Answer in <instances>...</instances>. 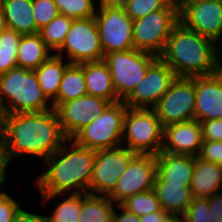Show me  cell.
Segmentation results:
<instances>
[{"instance_id":"obj_29","label":"cell","mask_w":222,"mask_h":222,"mask_svg":"<svg viewBox=\"0 0 222 222\" xmlns=\"http://www.w3.org/2000/svg\"><path fill=\"white\" fill-rule=\"evenodd\" d=\"M72 22V18L59 14L39 30L38 34L41 39L53 53L62 46Z\"/></svg>"},{"instance_id":"obj_13","label":"cell","mask_w":222,"mask_h":222,"mask_svg":"<svg viewBox=\"0 0 222 222\" xmlns=\"http://www.w3.org/2000/svg\"><path fill=\"white\" fill-rule=\"evenodd\" d=\"M179 20L188 29L212 39L222 37V0L176 1Z\"/></svg>"},{"instance_id":"obj_41","label":"cell","mask_w":222,"mask_h":222,"mask_svg":"<svg viewBox=\"0 0 222 222\" xmlns=\"http://www.w3.org/2000/svg\"><path fill=\"white\" fill-rule=\"evenodd\" d=\"M116 208V209H115ZM113 211L112 222H141L140 217L116 204Z\"/></svg>"},{"instance_id":"obj_26","label":"cell","mask_w":222,"mask_h":222,"mask_svg":"<svg viewBox=\"0 0 222 222\" xmlns=\"http://www.w3.org/2000/svg\"><path fill=\"white\" fill-rule=\"evenodd\" d=\"M87 95L83 68L80 64L70 63L63 73L57 98L52 102L56 109L62 102L71 101Z\"/></svg>"},{"instance_id":"obj_21","label":"cell","mask_w":222,"mask_h":222,"mask_svg":"<svg viewBox=\"0 0 222 222\" xmlns=\"http://www.w3.org/2000/svg\"><path fill=\"white\" fill-rule=\"evenodd\" d=\"M80 65L84 72L87 95L97 96L111 103L120 101L116 95L109 68L103 60Z\"/></svg>"},{"instance_id":"obj_23","label":"cell","mask_w":222,"mask_h":222,"mask_svg":"<svg viewBox=\"0 0 222 222\" xmlns=\"http://www.w3.org/2000/svg\"><path fill=\"white\" fill-rule=\"evenodd\" d=\"M33 0H0L8 29L22 35L36 34Z\"/></svg>"},{"instance_id":"obj_39","label":"cell","mask_w":222,"mask_h":222,"mask_svg":"<svg viewBox=\"0 0 222 222\" xmlns=\"http://www.w3.org/2000/svg\"><path fill=\"white\" fill-rule=\"evenodd\" d=\"M211 222H222V193L208 197Z\"/></svg>"},{"instance_id":"obj_14","label":"cell","mask_w":222,"mask_h":222,"mask_svg":"<svg viewBox=\"0 0 222 222\" xmlns=\"http://www.w3.org/2000/svg\"><path fill=\"white\" fill-rule=\"evenodd\" d=\"M156 177L157 156L135 154L108 197L115 204H120L130 196L153 189Z\"/></svg>"},{"instance_id":"obj_42","label":"cell","mask_w":222,"mask_h":222,"mask_svg":"<svg viewBox=\"0 0 222 222\" xmlns=\"http://www.w3.org/2000/svg\"><path fill=\"white\" fill-rule=\"evenodd\" d=\"M11 222H46L45 214H38L37 211L35 214L30 211L23 210V207L15 214Z\"/></svg>"},{"instance_id":"obj_30","label":"cell","mask_w":222,"mask_h":222,"mask_svg":"<svg viewBox=\"0 0 222 222\" xmlns=\"http://www.w3.org/2000/svg\"><path fill=\"white\" fill-rule=\"evenodd\" d=\"M120 205L139 217L161 210L159 200L153 189L130 196Z\"/></svg>"},{"instance_id":"obj_5","label":"cell","mask_w":222,"mask_h":222,"mask_svg":"<svg viewBox=\"0 0 222 222\" xmlns=\"http://www.w3.org/2000/svg\"><path fill=\"white\" fill-rule=\"evenodd\" d=\"M164 127L154 109L127 108L121 145L135 154L157 156L163 145Z\"/></svg>"},{"instance_id":"obj_8","label":"cell","mask_w":222,"mask_h":222,"mask_svg":"<svg viewBox=\"0 0 222 222\" xmlns=\"http://www.w3.org/2000/svg\"><path fill=\"white\" fill-rule=\"evenodd\" d=\"M158 58L136 49L104 55L103 61L109 68L116 95L121 101L143 80L148 68Z\"/></svg>"},{"instance_id":"obj_6","label":"cell","mask_w":222,"mask_h":222,"mask_svg":"<svg viewBox=\"0 0 222 222\" xmlns=\"http://www.w3.org/2000/svg\"><path fill=\"white\" fill-rule=\"evenodd\" d=\"M180 22L179 4L172 0L164 9L133 21L134 48L159 57L174 27Z\"/></svg>"},{"instance_id":"obj_22","label":"cell","mask_w":222,"mask_h":222,"mask_svg":"<svg viewBox=\"0 0 222 222\" xmlns=\"http://www.w3.org/2000/svg\"><path fill=\"white\" fill-rule=\"evenodd\" d=\"M153 190L159 200L161 209L171 214L184 215L194 198L190 186L166 183L158 176Z\"/></svg>"},{"instance_id":"obj_40","label":"cell","mask_w":222,"mask_h":222,"mask_svg":"<svg viewBox=\"0 0 222 222\" xmlns=\"http://www.w3.org/2000/svg\"><path fill=\"white\" fill-rule=\"evenodd\" d=\"M17 56V51L0 50V75L7 73L15 66H18Z\"/></svg>"},{"instance_id":"obj_20","label":"cell","mask_w":222,"mask_h":222,"mask_svg":"<svg viewBox=\"0 0 222 222\" xmlns=\"http://www.w3.org/2000/svg\"><path fill=\"white\" fill-rule=\"evenodd\" d=\"M194 198H208L222 192V166L195 157L190 185Z\"/></svg>"},{"instance_id":"obj_28","label":"cell","mask_w":222,"mask_h":222,"mask_svg":"<svg viewBox=\"0 0 222 222\" xmlns=\"http://www.w3.org/2000/svg\"><path fill=\"white\" fill-rule=\"evenodd\" d=\"M65 195V197H63ZM57 206L51 210L50 215L45 214L46 222H79V215L81 211V194H48L41 195L43 205H47L49 200L57 197ZM44 198V199H43Z\"/></svg>"},{"instance_id":"obj_18","label":"cell","mask_w":222,"mask_h":222,"mask_svg":"<svg viewBox=\"0 0 222 222\" xmlns=\"http://www.w3.org/2000/svg\"><path fill=\"white\" fill-rule=\"evenodd\" d=\"M196 99L195 119L200 123L222 119V72L194 77Z\"/></svg>"},{"instance_id":"obj_43","label":"cell","mask_w":222,"mask_h":222,"mask_svg":"<svg viewBox=\"0 0 222 222\" xmlns=\"http://www.w3.org/2000/svg\"><path fill=\"white\" fill-rule=\"evenodd\" d=\"M8 165H10V162L8 160L7 153L5 151L3 143H1L0 144V192L4 191L2 187H4L3 184H5V182L7 181L6 179L8 178V176L6 175L8 174L7 173V169L9 168Z\"/></svg>"},{"instance_id":"obj_48","label":"cell","mask_w":222,"mask_h":222,"mask_svg":"<svg viewBox=\"0 0 222 222\" xmlns=\"http://www.w3.org/2000/svg\"><path fill=\"white\" fill-rule=\"evenodd\" d=\"M2 113L0 112V144L2 143Z\"/></svg>"},{"instance_id":"obj_25","label":"cell","mask_w":222,"mask_h":222,"mask_svg":"<svg viewBox=\"0 0 222 222\" xmlns=\"http://www.w3.org/2000/svg\"><path fill=\"white\" fill-rule=\"evenodd\" d=\"M17 52L18 66L32 71L53 54L38 33L22 35Z\"/></svg>"},{"instance_id":"obj_27","label":"cell","mask_w":222,"mask_h":222,"mask_svg":"<svg viewBox=\"0 0 222 222\" xmlns=\"http://www.w3.org/2000/svg\"><path fill=\"white\" fill-rule=\"evenodd\" d=\"M114 204L108 196L81 193L79 222H112Z\"/></svg>"},{"instance_id":"obj_3","label":"cell","mask_w":222,"mask_h":222,"mask_svg":"<svg viewBox=\"0 0 222 222\" xmlns=\"http://www.w3.org/2000/svg\"><path fill=\"white\" fill-rule=\"evenodd\" d=\"M217 45L212 39L179 22L159 58L173 70L176 77L208 76L220 71Z\"/></svg>"},{"instance_id":"obj_12","label":"cell","mask_w":222,"mask_h":222,"mask_svg":"<svg viewBox=\"0 0 222 222\" xmlns=\"http://www.w3.org/2000/svg\"><path fill=\"white\" fill-rule=\"evenodd\" d=\"M195 99L194 77H176L153 109L165 127L195 119Z\"/></svg>"},{"instance_id":"obj_1","label":"cell","mask_w":222,"mask_h":222,"mask_svg":"<svg viewBox=\"0 0 222 222\" xmlns=\"http://www.w3.org/2000/svg\"><path fill=\"white\" fill-rule=\"evenodd\" d=\"M67 140L55 109L2 116V143L10 163L25 154L44 161Z\"/></svg>"},{"instance_id":"obj_9","label":"cell","mask_w":222,"mask_h":222,"mask_svg":"<svg viewBox=\"0 0 222 222\" xmlns=\"http://www.w3.org/2000/svg\"><path fill=\"white\" fill-rule=\"evenodd\" d=\"M95 20L104 55L135 49L132 33L133 20L122 6L108 5L100 0Z\"/></svg>"},{"instance_id":"obj_45","label":"cell","mask_w":222,"mask_h":222,"mask_svg":"<svg viewBox=\"0 0 222 222\" xmlns=\"http://www.w3.org/2000/svg\"><path fill=\"white\" fill-rule=\"evenodd\" d=\"M163 222H186L185 217L182 214L169 213L163 220Z\"/></svg>"},{"instance_id":"obj_4","label":"cell","mask_w":222,"mask_h":222,"mask_svg":"<svg viewBox=\"0 0 222 222\" xmlns=\"http://www.w3.org/2000/svg\"><path fill=\"white\" fill-rule=\"evenodd\" d=\"M53 109L34 71L15 66L0 75V112L9 115Z\"/></svg>"},{"instance_id":"obj_7","label":"cell","mask_w":222,"mask_h":222,"mask_svg":"<svg viewBox=\"0 0 222 222\" xmlns=\"http://www.w3.org/2000/svg\"><path fill=\"white\" fill-rule=\"evenodd\" d=\"M127 108L121 100L110 103L102 114L79 130L71 139L77 145L95 151L120 146Z\"/></svg>"},{"instance_id":"obj_49","label":"cell","mask_w":222,"mask_h":222,"mask_svg":"<svg viewBox=\"0 0 222 222\" xmlns=\"http://www.w3.org/2000/svg\"><path fill=\"white\" fill-rule=\"evenodd\" d=\"M176 1H195V0H176Z\"/></svg>"},{"instance_id":"obj_46","label":"cell","mask_w":222,"mask_h":222,"mask_svg":"<svg viewBox=\"0 0 222 222\" xmlns=\"http://www.w3.org/2000/svg\"><path fill=\"white\" fill-rule=\"evenodd\" d=\"M7 29L6 20L3 14V10L0 6V34Z\"/></svg>"},{"instance_id":"obj_37","label":"cell","mask_w":222,"mask_h":222,"mask_svg":"<svg viewBox=\"0 0 222 222\" xmlns=\"http://www.w3.org/2000/svg\"><path fill=\"white\" fill-rule=\"evenodd\" d=\"M203 140L222 141V119L201 122Z\"/></svg>"},{"instance_id":"obj_17","label":"cell","mask_w":222,"mask_h":222,"mask_svg":"<svg viewBox=\"0 0 222 222\" xmlns=\"http://www.w3.org/2000/svg\"><path fill=\"white\" fill-rule=\"evenodd\" d=\"M202 143V126L198 120L174 123L164 127L161 152L197 157Z\"/></svg>"},{"instance_id":"obj_44","label":"cell","mask_w":222,"mask_h":222,"mask_svg":"<svg viewBox=\"0 0 222 222\" xmlns=\"http://www.w3.org/2000/svg\"><path fill=\"white\" fill-rule=\"evenodd\" d=\"M169 213L161 209L158 212L149 213L140 217L141 222H163Z\"/></svg>"},{"instance_id":"obj_36","label":"cell","mask_w":222,"mask_h":222,"mask_svg":"<svg viewBox=\"0 0 222 222\" xmlns=\"http://www.w3.org/2000/svg\"><path fill=\"white\" fill-rule=\"evenodd\" d=\"M198 157L222 166V141L203 140Z\"/></svg>"},{"instance_id":"obj_35","label":"cell","mask_w":222,"mask_h":222,"mask_svg":"<svg viewBox=\"0 0 222 222\" xmlns=\"http://www.w3.org/2000/svg\"><path fill=\"white\" fill-rule=\"evenodd\" d=\"M7 191L0 192V222H11L22 207ZM20 205V206H19Z\"/></svg>"},{"instance_id":"obj_34","label":"cell","mask_w":222,"mask_h":222,"mask_svg":"<svg viewBox=\"0 0 222 222\" xmlns=\"http://www.w3.org/2000/svg\"><path fill=\"white\" fill-rule=\"evenodd\" d=\"M184 217L186 222H211L208 198H193Z\"/></svg>"},{"instance_id":"obj_38","label":"cell","mask_w":222,"mask_h":222,"mask_svg":"<svg viewBox=\"0 0 222 222\" xmlns=\"http://www.w3.org/2000/svg\"><path fill=\"white\" fill-rule=\"evenodd\" d=\"M21 36L22 34L7 28L0 34V50L18 51Z\"/></svg>"},{"instance_id":"obj_15","label":"cell","mask_w":222,"mask_h":222,"mask_svg":"<svg viewBox=\"0 0 222 222\" xmlns=\"http://www.w3.org/2000/svg\"><path fill=\"white\" fill-rule=\"evenodd\" d=\"M175 78L173 70L158 58L123 102L129 108L153 109Z\"/></svg>"},{"instance_id":"obj_31","label":"cell","mask_w":222,"mask_h":222,"mask_svg":"<svg viewBox=\"0 0 222 222\" xmlns=\"http://www.w3.org/2000/svg\"><path fill=\"white\" fill-rule=\"evenodd\" d=\"M100 0H54L59 14L73 20L95 17Z\"/></svg>"},{"instance_id":"obj_11","label":"cell","mask_w":222,"mask_h":222,"mask_svg":"<svg viewBox=\"0 0 222 222\" xmlns=\"http://www.w3.org/2000/svg\"><path fill=\"white\" fill-rule=\"evenodd\" d=\"M134 155L123 145L95 151L88 194L109 196Z\"/></svg>"},{"instance_id":"obj_32","label":"cell","mask_w":222,"mask_h":222,"mask_svg":"<svg viewBox=\"0 0 222 222\" xmlns=\"http://www.w3.org/2000/svg\"><path fill=\"white\" fill-rule=\"evenodd\" d=\"M172 0H127L121 5L134 21L151 12L164 9Z\"/></svg>"},{"instance_id":"obj_16","label":"cell","mask_w":222,"mask_h":222,"mask_svg":"<svg viewBox=\"0 0 222 222\" xmlns=\"http://www.w3.org/2000/svg\"><path fill=\"white\" fill-rule=\"evenodd\" d=\"M110 103L103 98L90 95L62 102L55 110L65 136L71 139L79 130L102 114Z\"/></svg>"},{"instance_id":"obj_47","label":"cell","mask_w":222,"mask_h":222,"mask_svg":"<svg viewBox=\"0 0 222 222\" xmlns=\"http://www.w3.org/2000/svg\"><path fill=\"white\" fill-rule=\"evenodd\" d=\"M102 2H104L105 4L108 5H123L127 0H101Z\"/></svg>"},{"instance_id":"obj_24","label":"cell","mask_w":222,"mask_h":222,"mask_svg":"<svg viewBox=\"0 0 222 222\" xmlns=\"http://www.w3.org/2000/svg\"><path fill=\"white\" fill-rule=\"evenodd\" d=\"M69 64L66 59L53 53L34 70L43 94L51 103L57 98L63 73Z\"/></svg>"},{"instance_id":"obj_33","label":"cell","mask_w":222,"mask_h":222,"mask_svg":"<svg viewBox=\"0 0 222 222\" xmlns=\"http://www.w3.org/2000/svg\"><path fill=\"white\" fill-rule=\"evenodd\" d=\"M33 14L36 22V34L59 15L54 0H33Z\"/></svg>"},{"instance_id":"obj_10","label":"cell","mask_w":222,"mask_h":222,"mask_svg":"<svg viewBox=\"0 0 222 222\" xmlns=\"http://www.w3.org/2000/svg\"><path fill=\"white\" fill-rule=\"evenodd\" d=\"M54 54L73 64L103 60L104 51L95 17L73 20L65 41Z\"/></svg>"},{"instance_id":"obj_2","label":"cell","mask_w":222,"mask_h":222,"mask_svg":"<svg viewBox=\"0 0 222 222\" xmlns=\"http://www.w3.org/2000/svg\"><path fill=\"white\" fill-rule=\"evenodd\" d=\"M94 159L95 150L68 139L44 160L45 169L33 184L40 195L88 193Z\"/></svg>"},{"instance_id":"obj_19","label":"cell","mask_w":222,"mask_h":222,"mask_svg":"<svg viewBox=\"0 0 222 222\" xmlns=\"http://www.w3.org/2000/svg\"><path fill=\"white\" fill-rule=\"evenodd\" d=\"M195 157L160 152L157 155V176L166 183L190 186Z\"/></svg>"}]
</instances>
